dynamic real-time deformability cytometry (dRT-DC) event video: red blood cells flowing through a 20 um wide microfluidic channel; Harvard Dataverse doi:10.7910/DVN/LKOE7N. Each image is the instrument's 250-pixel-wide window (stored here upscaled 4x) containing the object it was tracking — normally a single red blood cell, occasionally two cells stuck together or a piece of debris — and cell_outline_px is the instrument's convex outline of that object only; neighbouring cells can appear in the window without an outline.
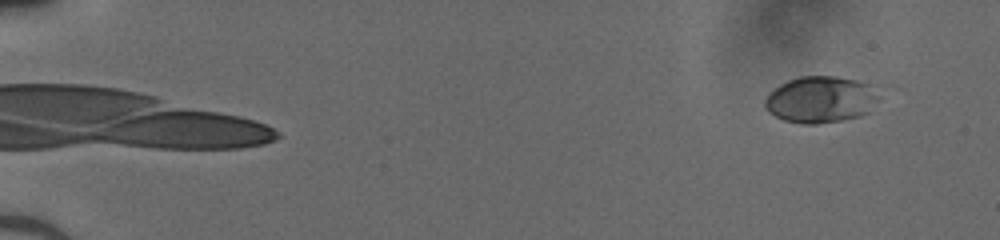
{"species": "human", "species_latin": "Homo sapiens", "temperature_condition": "cold", "stored_images_in_passage": 48, "camera_frame_rate_fps": 3000, "um_per_image_px": 0.085, "donor": {"sex": "male"}, "frame": {"image": 1, "passage_image": 1, "time_ms": 0.0, "image_size_px": [1000, 240], "cell_outline_px": [[880, 100], [868, 112], [860, 116], [840, 120], [816, 124], [804, 124], [784, 120], [768, 112], [764, 108], [764, 100], [780, 84], [788, 80], [800, 76], [836, 76], [856, 80], [872, 84]], "centroid_in_image_um": [69.78, 8.45], "position_along_channel_um": 15.2, "area_um2": 30.98}}
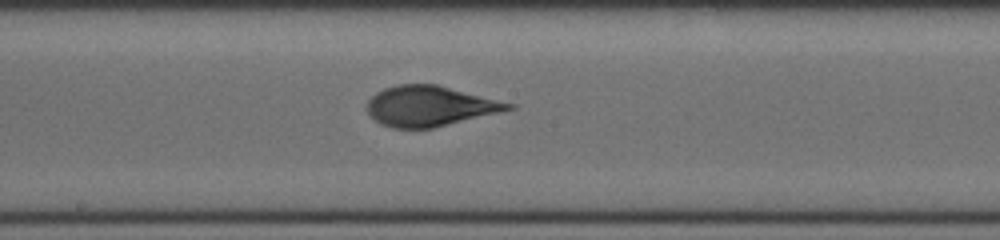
{"frame": {"image": 2, "passage_image": 27, "time_ms": 8.667, "image_size_px": [1000, 240], "cell_outline_px": [[516, 108], [432, 128], [392, 128], [376, 120], [368, 112], [368, 100], [376, 92], [384, 88], [396, 84], [436, 84], [516, 104]], "centroid_in_image_um": [36.54, 9.0], "position_along_channel_um": 211.7, "area_um2": 32.83}}
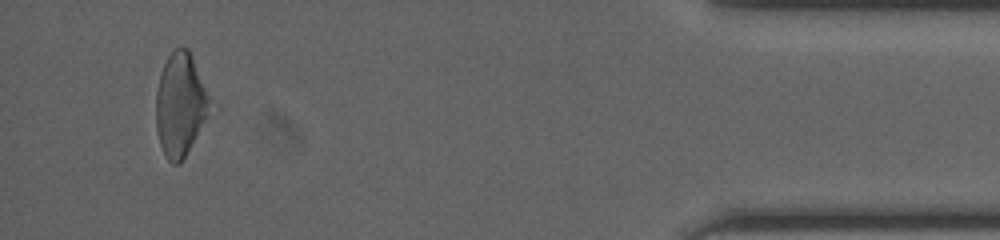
{"frame": {"image": 3, "passage_image": 46, "time_ms": 15.0, "image_size_px": [1000, 240], "cell_outline_px": [[220, 108], [180, 164], [172, 164], [164, 156], [160, 144], [156, 128], [156, 92], [160, 72], [172, 48], [188, 48]], "centroid_in_image_um": [15.49, 8.93], "position_along_channel_um": 419.7, "area_um2": 35.14}}